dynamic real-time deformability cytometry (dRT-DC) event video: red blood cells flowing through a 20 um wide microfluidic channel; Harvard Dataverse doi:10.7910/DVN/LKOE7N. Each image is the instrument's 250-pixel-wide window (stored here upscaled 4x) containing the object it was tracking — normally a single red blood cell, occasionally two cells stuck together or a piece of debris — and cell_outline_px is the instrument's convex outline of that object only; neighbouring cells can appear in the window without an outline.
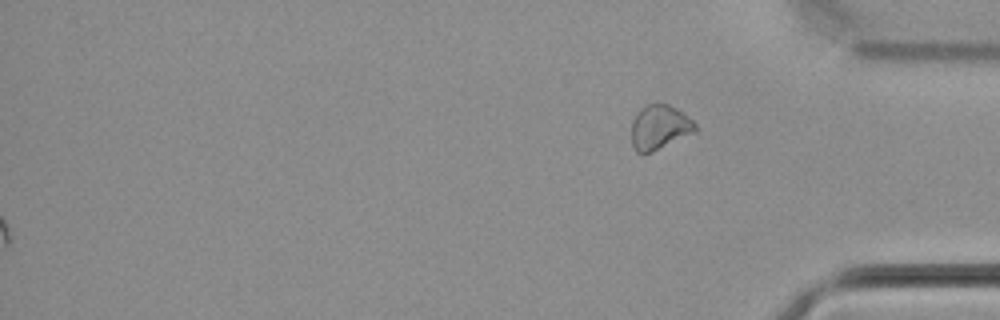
{"species": "common noctule bat (a hibernating species)", "species_latin": "Nyctalus noctula", "temperature_condition": "cold", "stored_images_in_passage": 39, "segment_of_instrument_passage": [2, 2], "camera_frame_rate_fps": 3000, "um_per_image_px": 0.085, "animal": {"sex": "male", "body_mass_g": 21.5, "forearm_length_mm": 52.0}, "frame": {"image": 1, "passage_image": 39, "time_ms": 12.667, "image_size_px": [1000, 320], "cell_outline_px": [[696, 132], [652, 152], [640, 156], [632, 148], [632, 120], [636, 112], [644, 104], [668, 104], [676, 108], [692, 120], [696, 124]], "centroid_in_image_um": [56.02, 10.84], "position_along_channel_um": 379.2, "area_um2": 16.82}}